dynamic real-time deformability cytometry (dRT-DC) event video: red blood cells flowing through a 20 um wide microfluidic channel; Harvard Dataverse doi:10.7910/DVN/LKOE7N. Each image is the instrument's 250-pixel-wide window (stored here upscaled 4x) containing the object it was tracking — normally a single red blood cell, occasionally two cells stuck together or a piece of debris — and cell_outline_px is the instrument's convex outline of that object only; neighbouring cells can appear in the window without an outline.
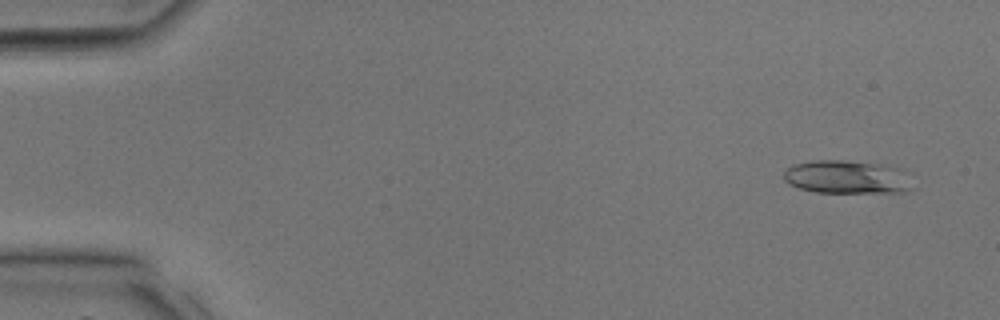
{"species": "common noctule bat (a hibernating species)", "species_latin": "Nyctalus noctula", "temperature_condition": "room temperature", "stored_images_in_passage": 9, "camera_frame_rate_fps": 3000, "um_per_image_px": 0.085, "animal": {"sex": "male", "body_mass_g": 17.9, "forearm_length_mm": 54.2}, "frame": {"image": 1, "passage_image": 3, "time_ms": 0.667, "image_size_px": [1000, 320], "cell_outline_px": [[916, 188], [904, 192], [816, 192], [800, 188], [788, 184], [784, 180], [784, 172], [792, 164], [812, 160], [844, 160], [888, 164], [900, 168]], "centroid_in_image_um": [72.01, 15.04], "position_along_channel_um": 13.0, "area_um2": 25.32}}